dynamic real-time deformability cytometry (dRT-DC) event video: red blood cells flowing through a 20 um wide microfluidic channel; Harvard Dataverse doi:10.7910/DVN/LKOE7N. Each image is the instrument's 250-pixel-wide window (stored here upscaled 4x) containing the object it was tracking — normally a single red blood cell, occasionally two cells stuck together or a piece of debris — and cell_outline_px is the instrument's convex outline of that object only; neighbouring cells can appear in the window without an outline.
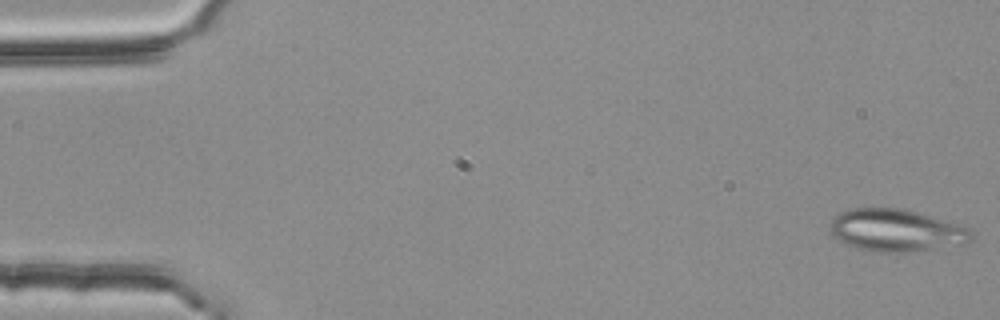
{"species": "common noctule bat (a hibernating species)", "species_latin": "Nyctalus noctula", "temperature_condition": "room temperature", "stored_images_in_passage": 54, "segment_of_instrument_passage": [1, 2], "camera_frame_rate_fps": 3000, "um_per_image_px": 0.085, "animal": {"sex": "female", "body_mass_g": 25.1}, "frame": {"image": 1, "passage_image": 1, "time_ms": 0.0, "image_size_px": [1000, 320], "cell_outline_px": [[972, 240], [964, 244], [912, 252], [872, 252], [856, 248], [844, 244], [832, 236], [828, 228], [832, 220], [840, 212], [848, 208], [904, 208], [956, 224], [968, 228], [972, 232]], "centroid_in_image_um": [76.12, 19.59], "position_along_channel_um": 8.9, "area_um2": 35.08}}